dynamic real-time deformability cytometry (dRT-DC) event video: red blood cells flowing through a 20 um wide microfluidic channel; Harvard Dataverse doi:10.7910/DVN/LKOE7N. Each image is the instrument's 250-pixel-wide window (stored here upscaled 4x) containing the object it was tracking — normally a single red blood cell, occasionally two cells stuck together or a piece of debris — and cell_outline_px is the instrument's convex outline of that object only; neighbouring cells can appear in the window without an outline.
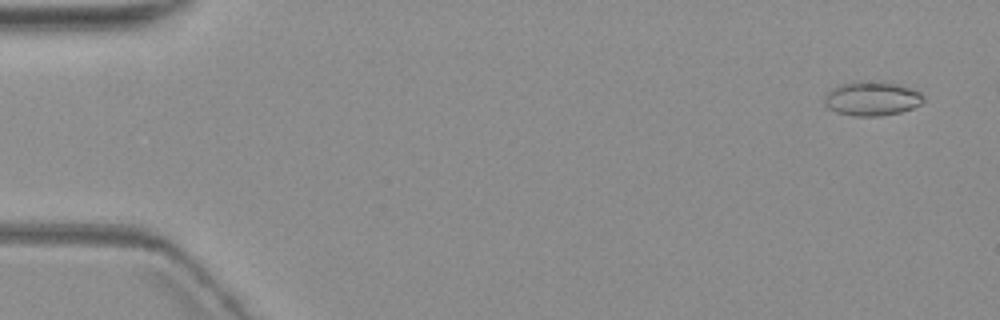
{"species": "common noctule bat (a hibernating species)", "species_latin": "Nyctalus noctula", "temperature_condition": "warm", "stored_images_in_passage": 5, "camera_frame_rate_fps": 3000, "um_per_image_px": 0.085, "animal": {"sex": "female", "body_mass_g": 19.3, "forearm_length_mm": 54.1}, "frame": {"image": 1, "passage_image": 1, "time_ms": 0.0, "image_size_px": [1000, 320], "cell_outline_px": [[924, 100], [920, 104], [912, 108], [900, 112], [880, 116], [852, 116], [836, 112], [828, 108], [824, 104], [824, 96], [832, 88], [840, 84], [860, 80], [896, 84], [920, 92], [924, 96]], "centroid_in_image_um": [74.07, 8.39], "position_along_channel_um": 10.9, "area_um2": 19.71}}